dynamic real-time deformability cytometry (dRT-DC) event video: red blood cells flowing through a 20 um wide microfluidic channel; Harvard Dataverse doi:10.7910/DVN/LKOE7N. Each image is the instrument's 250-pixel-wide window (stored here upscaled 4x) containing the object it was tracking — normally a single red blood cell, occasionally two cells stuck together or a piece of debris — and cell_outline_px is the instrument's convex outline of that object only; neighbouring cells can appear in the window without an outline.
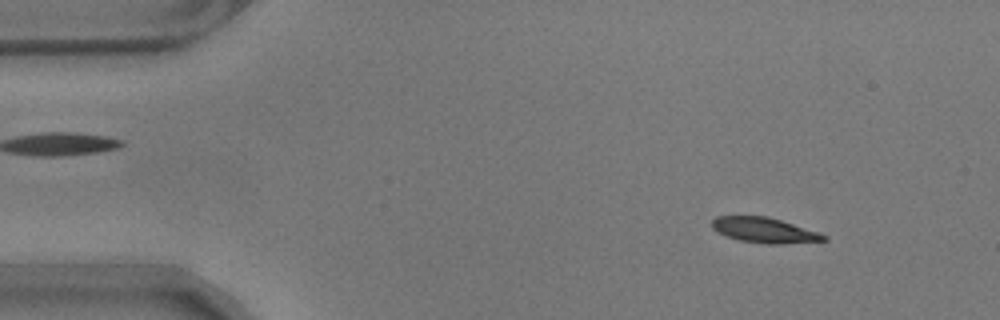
{"species": "common noctule bat (a hibernating species)", "species_latin": "Nyctalus noctula", "temperature_condition": "warm", "stored_images_in_passage": 57, "camera_frame_rate_fps": 3000, "um_per_image_px": 0.085, "animal": {"sex": "male", "body_mass_g": 17.9}, "frame": {"image": 1, "passage_image": 6, "time_ms": 1.667, "image_size_px": [1000, 320], "cell_outline_px": [[828, 240], [780, 244], [768, 244], [740, 240], [716, 232], [712, 228], [712, 220], [716, 216], [768, 216], [820, 232], [828, 236]], "centroid_in_image_um": [64.99, 19.56], "position_along_channel_um": 20.0, "area_um2": 16.47}}
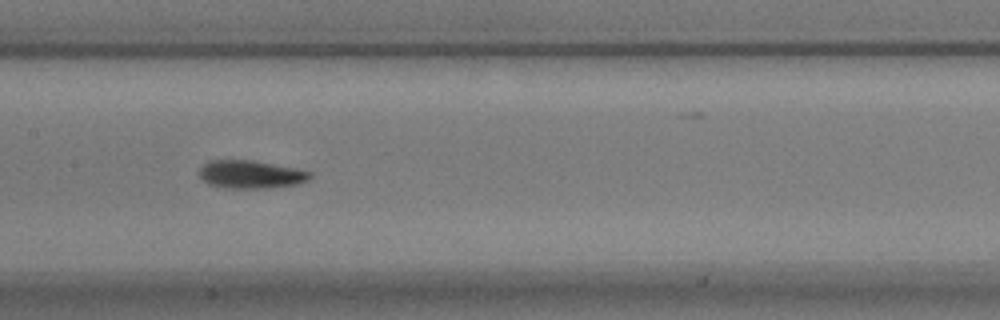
{"frame": {"image": 2, "passage_image": 27, "time_ms": 8.667, "image_size_px": [1000, 320], "cell_outline_px": [[312, 176], [308, 180], [296, 184], [268, 188], [228, 188], [208, 184], [200, 176], [200, 168], [208, 160], [256, 160], [312, 172]], "centroid_in_image_um": [21.32, 14.82], "position_along_channel_um": 186.1, "area_um2": 18.03}}
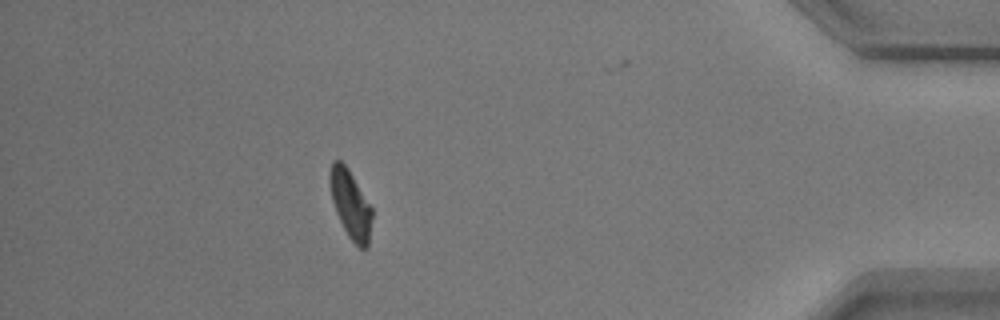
{"frame": {"image": 3, "passage_image": 50, "time_ms": 16.333, "image_size_px": [1000, 320], "cell_outline_px": [[372, 216], [368, 248], [360, 248], [348, 236], [336, 212], [332, 200], [328, 180], [328, 176], [332, 160], [340, 160], [348, 168], [372, 208]], "centroid_in_image_um": [29.77, 17.34], "position_along_channel_um": 405.4, "area_um2": 16.7}, "authors_computed_cell_mechanics": {"area_um2": 17.5712, "velocity_mm_per_s": 3.5192, "shape_relaxation_time_tau1_ms": 4.5263, "shape_relaxation_time_tau2_ms": 5.8147, "deformation_change_tau1": 0.1439, "deformation_change_tau2": 0.1024}}